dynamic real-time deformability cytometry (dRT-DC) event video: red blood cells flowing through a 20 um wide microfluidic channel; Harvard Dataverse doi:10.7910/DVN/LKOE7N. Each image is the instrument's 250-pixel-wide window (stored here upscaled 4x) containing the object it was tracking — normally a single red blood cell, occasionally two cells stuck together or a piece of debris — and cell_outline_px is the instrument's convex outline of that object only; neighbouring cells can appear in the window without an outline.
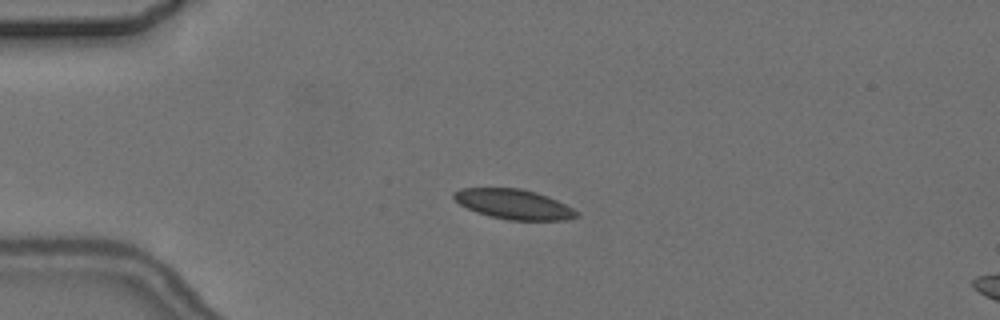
{"species": "common noctule bat (a hibernating species)", "species_latin": "Nyctalus noctula", "temperature_condition": "cold", "stored_images_in_passage": 5, "camera_frame_rate_fps": 3000, "um_per_image_px": 0.085, "animal": {"sex": "female", "body_mass_g": 24.6, "forearm_length_mm": 56.2}, "frame": {"image": 1, "passage_image": 3, "time_ms": 2.333, "image_size_px": [1000, 320], "cell_outline_px": [[580, 216], [568, 220], [508, 220], [476, 212], [460, 204], [452, 196], [452, 192], [460, 188], [520, 188], [536, 192], [548, 196], [580, 212]], "centroid_in_image_um": [43.69, 17.35], "position_along_channel_um": 41.3, "area_um2": 21.39}}